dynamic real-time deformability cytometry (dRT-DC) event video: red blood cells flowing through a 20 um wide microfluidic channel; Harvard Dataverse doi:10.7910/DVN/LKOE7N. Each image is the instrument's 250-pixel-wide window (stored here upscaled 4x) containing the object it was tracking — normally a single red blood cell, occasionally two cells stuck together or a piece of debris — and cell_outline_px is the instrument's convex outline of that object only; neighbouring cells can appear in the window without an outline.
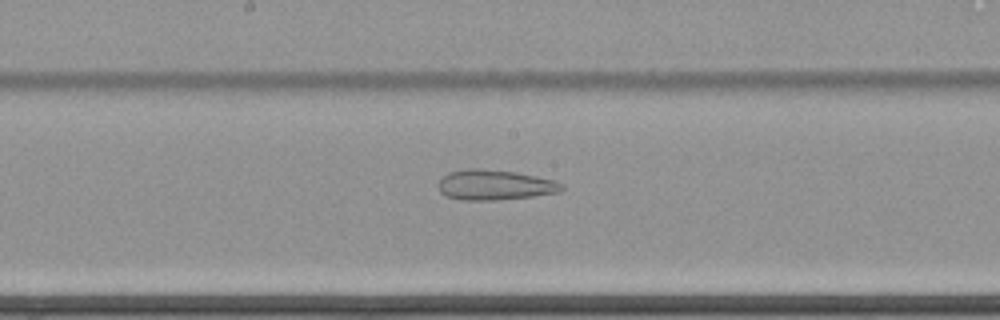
{"species": "common noctule bat (a hibernating species)", "species_latin": "Nyctalus noctula", "temperature_condition": "cold", "stored_images_in_passage": 55, "camera_frame_rate_fps": 3000, "um_per_image_px": 0.085, "animal": {"sex": "female", "body_mass_g": 22.7, "forearm_length_mm": 54.2}, "frame": {"image": 1, "passage_image": 28, "time_ms": 9.0, "image_size_px": [1000, 320], "cell_outline_px": [[564, 188], [560, 192], [532, 196], [496, 200], [460, 200], [444, 196], [440, 192], [440, 180], [448, 172], [468, 168], [480, 168], [516, 172], [536, 176], [552, 180], [564, 184]], "centroid_in_image_um": [42.05, 15.72], "position_along_channel_um": 206.2, "area_um2": 21.73}}
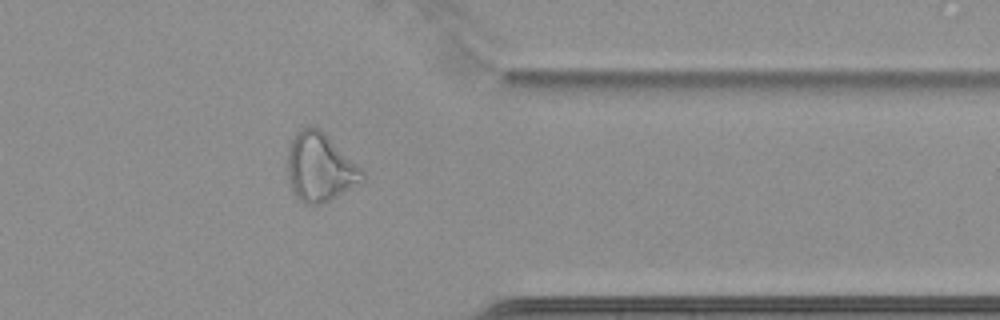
{"frame": {"image": 2, "passage_image": 44, "time_ms": 14.333, "image_size_px": [1000, 320], "cell_outline_px": [[364, 180], [324, 204], [304, 204], [296, 196], [288, 180], [288, 152], [292, 140], [296, 132], [304, 128], [316, 124], [364, 172]], "centroid_in_image_um": [27.18, 14.23], "position_along_channel_um": 384.2, "area_um2": 29.48}}
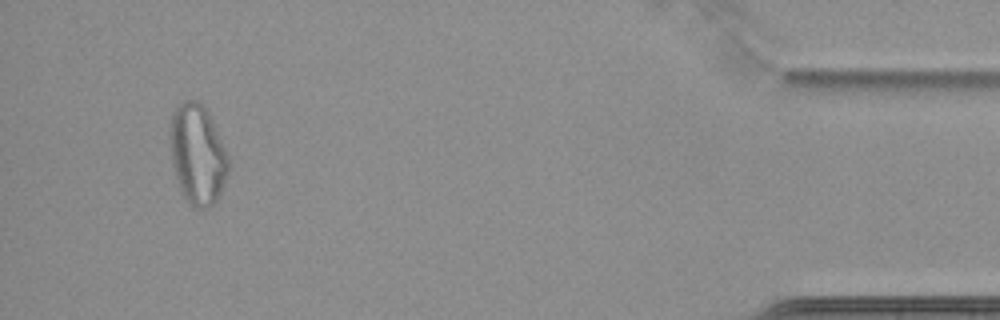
{"frame": {"image": 3, "passage_image": 52, "time_ms": 17.0, "image_size_px": [1000, 320], "cell_outline_px": [[232, 168], [220, 196], [208, 208], [200, 212], [192, 208], [188, 204], [180, 188], [172, 164], [168, 128], [172, 112], [176, 104], [184, 100], [196, 100], [204, 104], [208, 112], [228, 156]], "centroid_in_image_um": [16.79, 13.15], "position_along_channel_um": 418.4, "area_um2": 35.03}}